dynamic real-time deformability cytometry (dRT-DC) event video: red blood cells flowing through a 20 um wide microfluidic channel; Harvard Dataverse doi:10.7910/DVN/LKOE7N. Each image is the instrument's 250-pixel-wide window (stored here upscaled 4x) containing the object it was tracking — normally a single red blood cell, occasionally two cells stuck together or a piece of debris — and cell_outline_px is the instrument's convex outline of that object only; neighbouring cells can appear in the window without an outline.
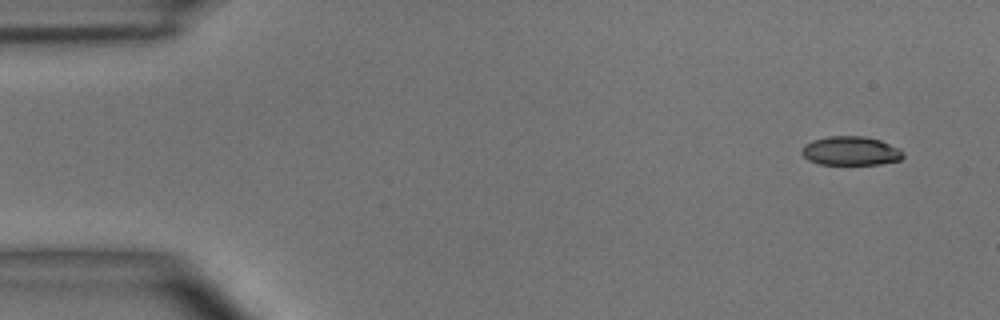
{"species": "common noctule bat (a hibernating species)", "species_latin": "Nyctalus noctula", "temperature_condition": "room temperature", "stored_images_in_passage": 7, "camera_frame_rate_fps": 3000, "um_per_image_px": 0.085, "animal": {"sex": "male", "body_mass_g": 15.6}, "frame": {"image": 1, "passage_image": 1, "time_ms": 0.0, "image_size_px": [1000, 320], "cell_outline_px": [[904, 156], [900, 160], [880, 164], [820, 164], [808, 160], [800, 152], [804, 144], [812, 140], [828, 136], [864, 136], [880, 140], [900, 148], [904, 152]], "centroid_in_image_um": [72.31, 12.82], "position_along_channel_um": 12.7, "area_um2": 17.22}}
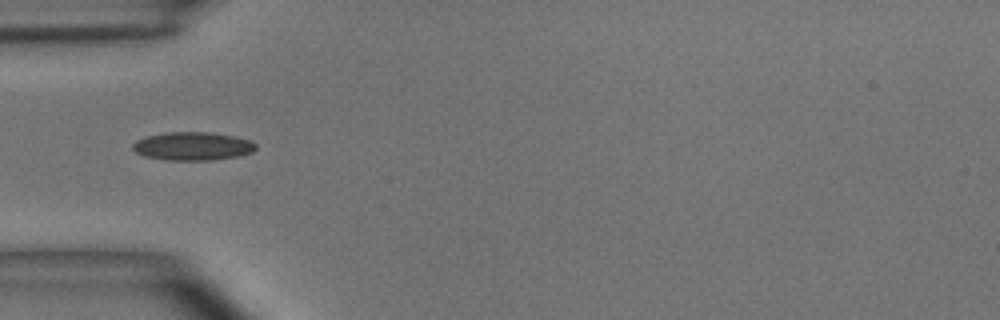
{"frame": {"image": 2, "passage_image": 4, "time_ms": 4.333, "image_size_px": [1000, 320], "cell_outline_px": [[256, 148], [252, 152], [236, 156], [212, 160], [168, 160], [144, 156], [136, 152], [132, 148], [132, 144], [136, 140], [148, 136], [168, 132], [212, 132], [236, 136], [252, 140], [256, 144]], "centroid_in_image_um": [16.4, 12.41], "position_along_channel_um": 68.6, "area_um2": 20.35}}
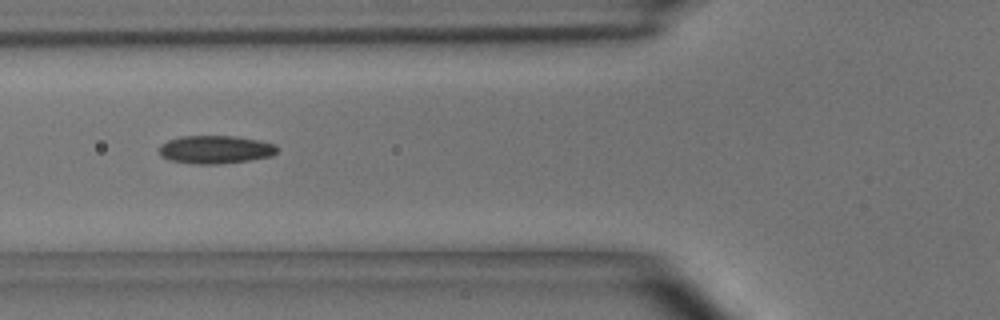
{"frame": {"image": 3, "passage_image": 5, "time_ms": 5.333, "image_size_px": [1000, 320], "cell_outline_px": [[276, 152], [272, 156], [248, 160], [216, 164], [196, 164], [168, 160], [160, 156], [160, 144], [168, 140], [180, 136], [236, 136], [260, 140], [276, 144]], "centroid_in_image_um": [18.29, 12.7], "position_along_channel_um": 107.5, "area_um2": 19.36}}